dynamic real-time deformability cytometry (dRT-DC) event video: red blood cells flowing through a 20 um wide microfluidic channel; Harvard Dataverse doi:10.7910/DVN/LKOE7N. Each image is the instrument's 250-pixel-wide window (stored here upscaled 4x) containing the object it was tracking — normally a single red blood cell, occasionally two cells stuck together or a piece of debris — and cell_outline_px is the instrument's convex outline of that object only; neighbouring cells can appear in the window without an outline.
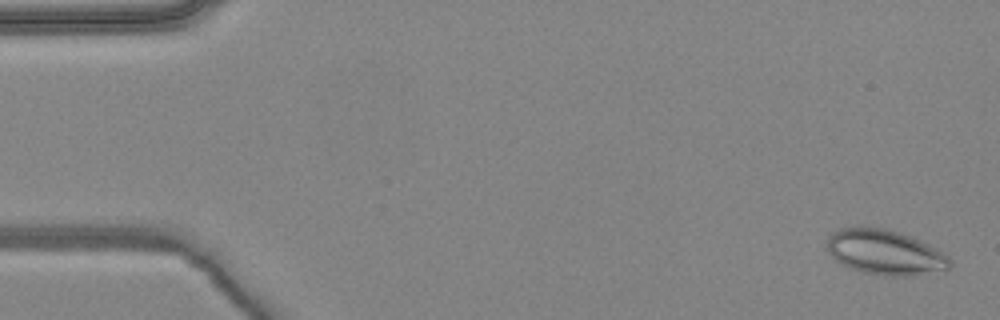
{"species": "common noctule bat (a hibernating species)", "species_latin": "Nyctalus noctula", "temperature_condition": "warm", "stored_images_in_passage": 5, "camera_frame_rate_fps": 3000, "um_per_image_px": 0.085, "animal": {"sex": "female", "body_mass_g": 24.6, "forearm_length_mm": 56.2}, "frame": {"image": 1, "passage_image": 1, "time_ms": 0.0, "image_size_px": [1000, 320], "cell_outline_px": [[952, 268], [948, 272], [912, 276], [884, 276], [864, 272], [840, 264], [828, 252], [828, 236], [832, 232], [840, 228], [884, 228], [900, 232], [928, 244], [944, 252], [952, 260]], "centroid_in_image_um": [75.32, 21.48], "position_along_channel_um": 9.7, "area_um2": 32.6}}